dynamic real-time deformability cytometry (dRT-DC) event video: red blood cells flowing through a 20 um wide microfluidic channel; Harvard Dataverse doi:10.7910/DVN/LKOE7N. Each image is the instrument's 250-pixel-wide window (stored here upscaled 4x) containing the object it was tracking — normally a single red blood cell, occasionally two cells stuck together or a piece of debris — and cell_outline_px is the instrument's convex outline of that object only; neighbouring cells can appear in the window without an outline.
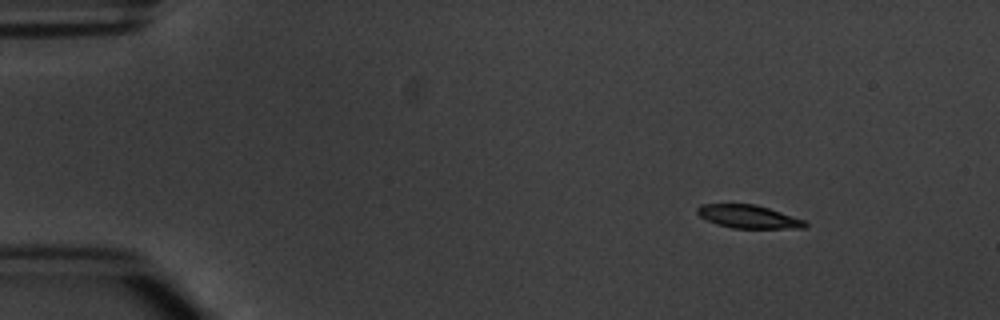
{"species": "common noctule bat (a hibernating species)", "species_latin": "Nyctalus noctula", "temperature_condition": "warm", "stored_images_in_passage": 9, "camera_frame_rate_fps": 3000, "um_per_image_px": 0.085, "animal": {"sex": "male", "body_mass_g": 20.1, "forearm_length_mm": 53.5}, "frame": {"image": 1, "passage_image": 1, "time_ms": 0.0, "image_size_px": [1000, 320], "cell_outline_px": [[808, 224], [804, 228], [732, 228], [716, 224], [700, 216], [696, 212], [696, 208], [700, 204], [756, 204], [804, 220]], "centroid_in_image_um": [63.58, 18.41], "position_along_channel_um": 21.4, "area_um2": 14.45}}
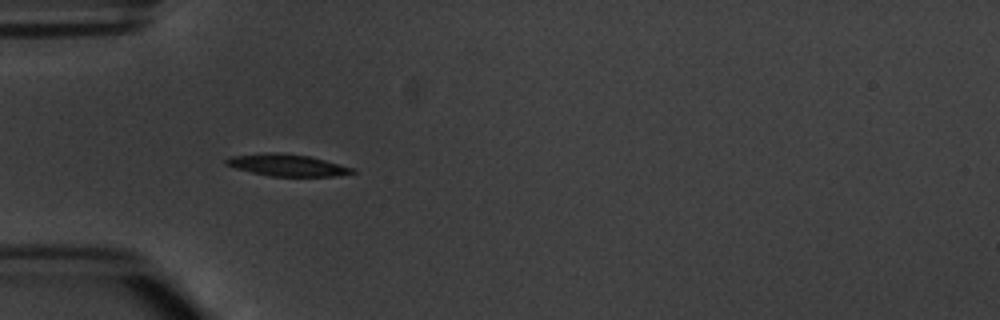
{"frame": {"image": 2, "passage_image": 4, "time_ms": 3.333, "image_size_px": [1000, 320], "cell_outline_px": [[356, 172], [336, 176], [272, 176], [252, 172], [236, 168], [224, 164], [224, 160], [232, 156], [264, 152], [284, 152], [308, 156], [356, 168]], "centroid_in_image_um": [24.41, 14.02], "position_along_channel_um": 60.6, "area_um2": 16.13}}
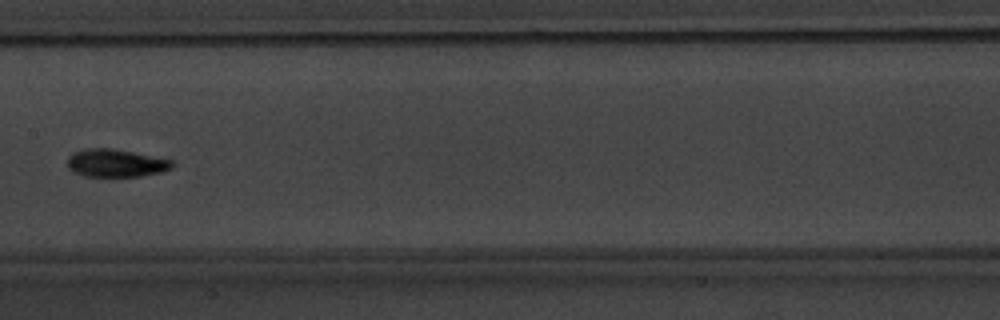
{"frame": {"image": 3, "passage_image": 7, "time_ms": 7.0, "image_size_px": [1000, 320], "cell_outline_px": [[176, 164], [172, 168], [160, 172], [140, 176], [84, 176], [72, 172], [68, 168], [68, 156], [72, 152], [84, 148], [112, 148], [172, 160]], "centroid_in_image_um": [9.81, 13.85], "position_along_channel_um": 197.6, "area_um2": 17.05}}